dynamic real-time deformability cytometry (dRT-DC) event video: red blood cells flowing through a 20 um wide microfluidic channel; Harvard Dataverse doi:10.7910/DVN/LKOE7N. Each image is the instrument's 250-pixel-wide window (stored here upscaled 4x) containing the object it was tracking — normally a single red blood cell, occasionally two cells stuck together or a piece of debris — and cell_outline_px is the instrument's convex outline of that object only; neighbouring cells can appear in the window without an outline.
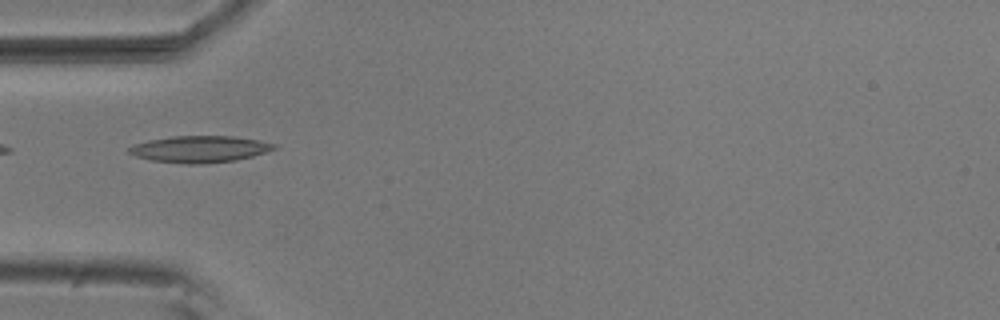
{"species": "common noctule bat (a hibernating species)", "species_latin": "Nyctalus noctula", "temperature_condition": "room temperature", "stored_images_in_passage": 7, "camera_frame_rate_fps": 3000, "um_per_image_px": 0.085, "animal": {"sex": "male", "body_mass_g": 20.5, "forearm_length_mm": 52.5}, "frame": {"image": 1, "passage_image": 5, "time_ms": 1.333, "image_size_px": [1000, 320], "cell_outline_px": [[276, 148], [252, 156], [236, 160], [200, 164], [184, 164], [152, 160], [136, 156], [128, 152], [128, 148], [136, 144], [148, 140], [172, 136], [232, 136], [256, 140], [276, 144]], "centroid_in_image_um": [16.95, 12.67], "position_along_channel_um": 68.1, "area_um2": 22.25}}
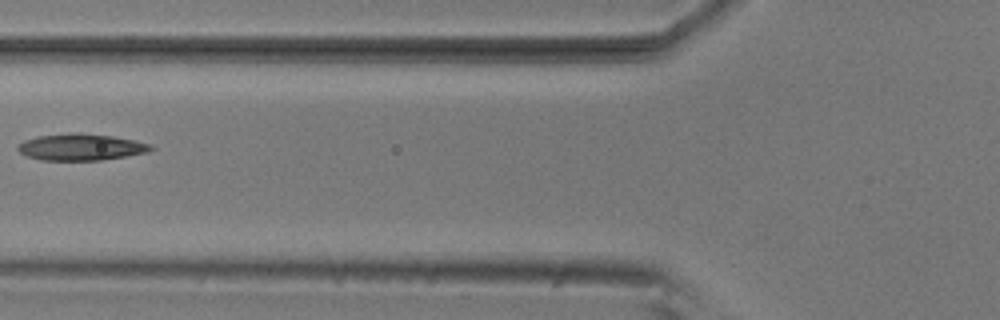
{"frame": {"image": 2, "passage_image": 6, "time_ms": 1.667, "image_size_px": [1000, 320], "cell_outline_px": [[152, 148], [148, 152], [100, 160], [40, 160], [28, 156], [20, 152], [16, 148], [24, 140], [36, 136], [68, 132], [76, 132], [112, 136], [132, 140], [148, 144]], "centroid_in_image_um": [6.8, 12.49], "position_along_channel_um": 119.0, "area_um2": 20.4}}
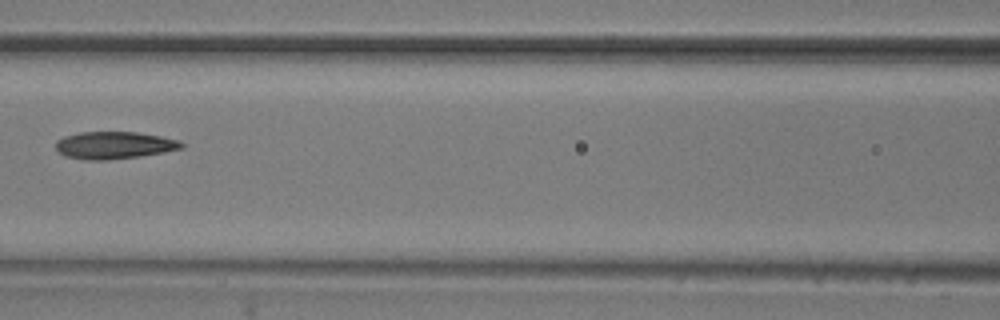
{"frame": {"image": 3, "passage_image": 7, "time_ms": 2.0, "image_size_px": [1000, 320], "cell_outline_px": [[184, 148], [164, 152], [140, 156], [108, 160], [84, 160], [64, 156], [56, 148], [56, 140], [64, 136], [80, 132], [136, 132], [160, 136], [180, 140], [184, 144]], "centroid_in_image_um": [9.71, 12.35], "position_along_channel_um": 156.9, "area_um2": 20.11}}